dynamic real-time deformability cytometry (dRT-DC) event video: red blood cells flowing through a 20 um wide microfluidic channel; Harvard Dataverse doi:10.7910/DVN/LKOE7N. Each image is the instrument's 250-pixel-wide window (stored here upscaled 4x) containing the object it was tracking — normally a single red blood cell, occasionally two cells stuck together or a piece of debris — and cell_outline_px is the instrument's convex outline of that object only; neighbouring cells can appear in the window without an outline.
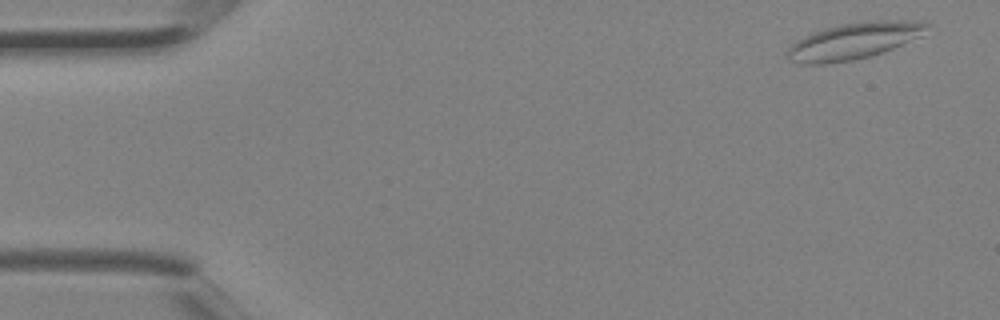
{"species": "Egyptian fruit bat (a non-hibernating species)", "species_latin": "Rousettus aegyptiacus", "temperature_condition": "room temperature", "stored_images_in_passage": 4, "camera_frame_rate_fps": 3000, "um_per_image_px": 0.085, "animal": {"sex": "female"}, "frame": {"image": 1, "passage_image": 1, "time_ms": 0.0, "image_size_px": [1000, 320], "cell_outline_px": [[932, 24], [924, 36], [884, 52], [852, 60], [824, 64], [800, 64], [792, 60], [788, 56], [788, 48], [796, 40], [812, 32], [824, 28], [840, 24], [872, 20], [920, 20]], "centroid_in_image_um": [72.68, 3.45], "position_along_channel_um": 12.3, "area_um2": 30.06}}